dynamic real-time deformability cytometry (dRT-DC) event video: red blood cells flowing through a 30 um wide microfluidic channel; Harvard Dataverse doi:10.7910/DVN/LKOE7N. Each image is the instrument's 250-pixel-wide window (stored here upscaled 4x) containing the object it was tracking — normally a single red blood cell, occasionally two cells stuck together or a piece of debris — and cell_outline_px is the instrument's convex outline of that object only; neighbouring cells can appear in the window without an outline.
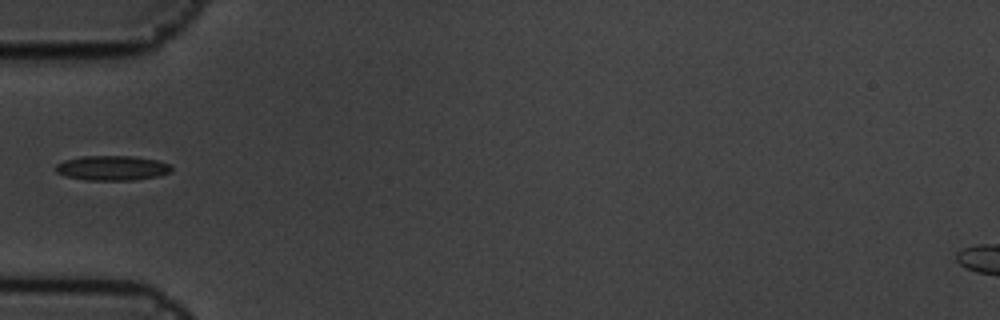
{"species": "common noctule bat (a hibernating species)", "species_latin": "Nyctalus noctula", "temperature_condition": "cold", "stored_images_in_passage": 7, "camera_frame_rate_fps": 3000, "um_per_image_px": 0.085, "animal": {"sex": "male", "body_mass_g": 19.5, "forearm_length_mm": 54.6}, "frame": {"image": 1, "passage_image": 1, "time_ms": 0.0, "image_size_px": [1000, 320], "cell_outline_px": [[172, 172], [160, 176], [132, 180], [84, 180], [68, 176], [56, 172], [56, 164], [64, 160], [84, 156], [136, 156], [160, 160], [172, 164]], "centroid_in_image_um": [9.62, 14.27], "position_along_channel_um": 75.4, "area_um2": 16.94}}
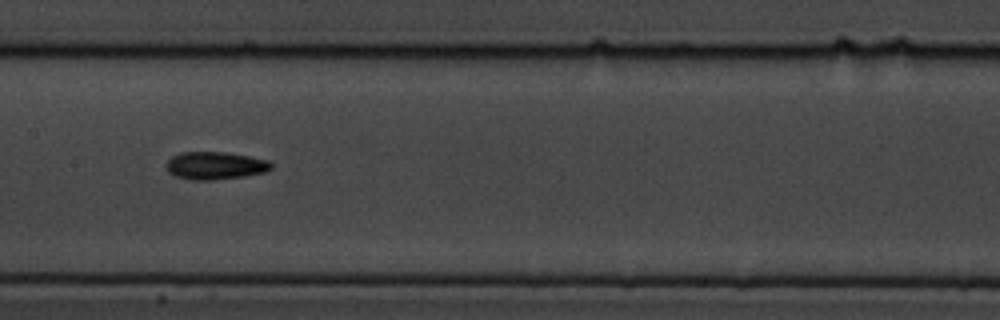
{"frame": {"image": 2, "passage_image": 4, "time_ms": 1.0, "image_size_px": [1000, 320], "cell_outline_px": [[272, 168], [264, 172], [244, 176], [212, 180], [192, 180], [176, 176], [168, 172], [164, 168], [164, 164], [172, 156], [180, 152], [224, 152], [248, 156], [268, 160], [272, 164]], "centroid_in_image_um": [18.24, 14.07], "position_along_channel_um": 189.2, "area_um2": 16.99}}
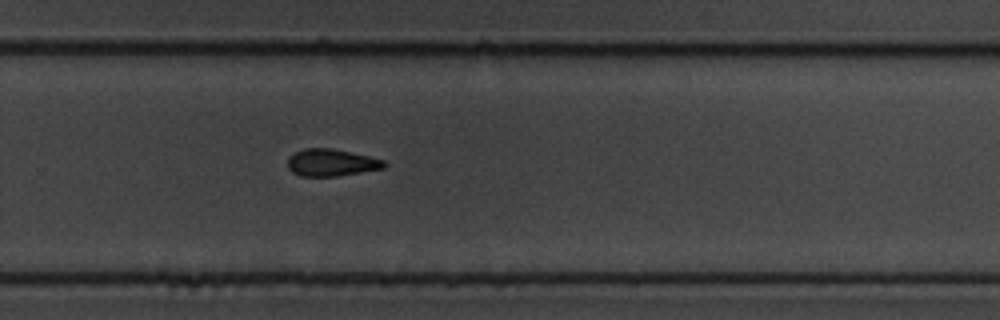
{"frame": {"image": 3, "passage_image": 7, "time_ms": 2.0, "image_size_px": [1000, 320], "cell_outline_px": [[388, 164], [384, 168], [336, 176], [300, 176], [292, 172], [288, 168], [288, 156], [304, 148], [332, 148], [368, 156], [384, 160]], "centroid_in_image_um": [28.15, 13.82], "position_along_channel_um": 301.7, "area_um2": 15.2}}